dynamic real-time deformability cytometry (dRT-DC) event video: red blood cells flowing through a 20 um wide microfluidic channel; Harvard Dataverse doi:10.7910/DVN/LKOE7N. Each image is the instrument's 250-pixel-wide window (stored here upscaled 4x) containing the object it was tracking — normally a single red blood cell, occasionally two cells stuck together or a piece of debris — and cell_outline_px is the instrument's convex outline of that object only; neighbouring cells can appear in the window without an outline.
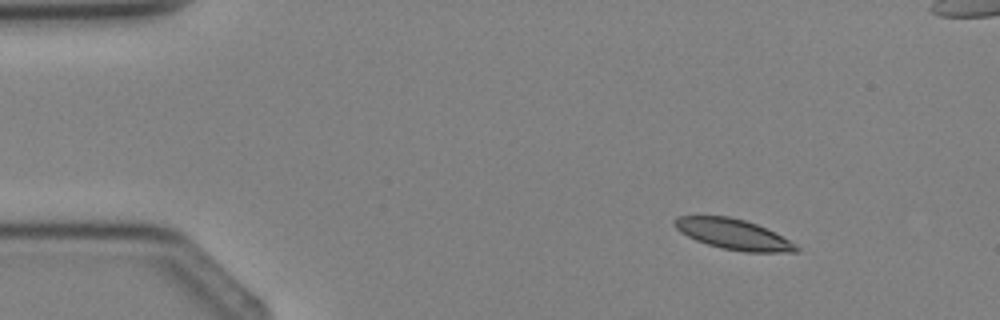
{"species": "Egyptian fruit bat (a non-hibernating species)", "species_latin": "Rousettus aegyptiacus", "temperature_condition": "cold", "stored_images_in_passage": 3, "camera_frame_rate_fps": 3000, "um_per_image_px": 0.085, "animal": {"sex": "female"}, "frame": {"image": 1, "passage_image": 1, "time_ms": 0.0, "image_size_px": [1000, 320], "cell_outline_px": [[800, 248], [796, 252], [744, 252], [720, 248], [696, 240], [680, 232], [672, 224], [672, 220], [676, 216], [728, 216], [744, 220], [756, 224], [796, 244]], "centroid_in_image_um": [62.28, 19.91], "position_along_channel_um": 22.7, "area_um2": 21.39}}